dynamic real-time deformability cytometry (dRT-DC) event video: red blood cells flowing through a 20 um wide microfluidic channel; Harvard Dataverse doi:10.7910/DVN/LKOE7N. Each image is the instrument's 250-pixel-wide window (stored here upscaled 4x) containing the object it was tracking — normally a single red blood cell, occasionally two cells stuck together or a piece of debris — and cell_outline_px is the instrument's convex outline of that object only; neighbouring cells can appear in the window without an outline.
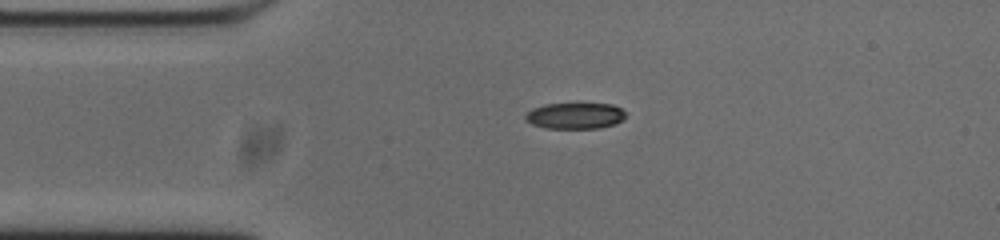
{"species": "common noctule bat (a hibernating species)", "species_latin": "Nyctalus noctula", "temperature_condition": "cold", "stored_images_in_passage": 43, "camera_frame_rate_fps": 3000, "um_per_image_px": 0.085, "animal": {"sex": "male", "body_mass_g": 20.0, "forearm_length_mm": 53.3}, "frame": {"image": 1, "passage_image": 1, "time_ms": 0.0, "image_size_px": [1000, 240], "cell_outline_px": [[624, 116], [616, 124], [600, 128], [544, 128], [532, 124], [524, 120], [524, 116], [532, 108], [544, 104], [612, 104], [620, 108], [624, 112]], "centroid_in_image_um": [48.83, 9.84], "position_along_channel_um": 36.2, "area_um2": 15.2}}
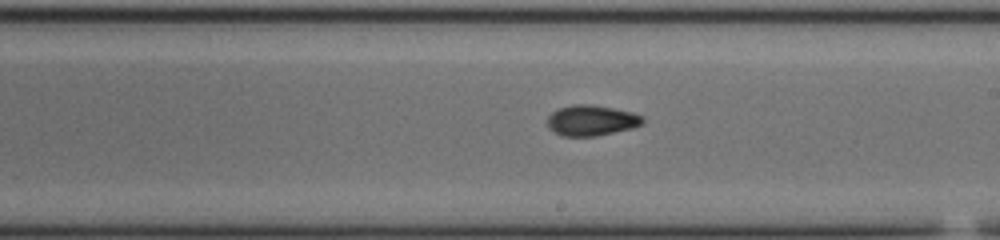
{"frame": {"image": 2, "passage_image": 19, "time_ms": 6.0, "image_size_px": [1000, 240], "cell_outline_px": [[644, 124], [632, 128], [596, 136], [560, 136], [548, 124], [548, 116], [552, 112], [560, 108], [572, 104], [588, 104], [612, 108], [632, 112], [644, 116]], "centroid_in_image_um": [50.31, 10.23], "position_along_channel_um": 238.7, "area_um2": 16.88}}
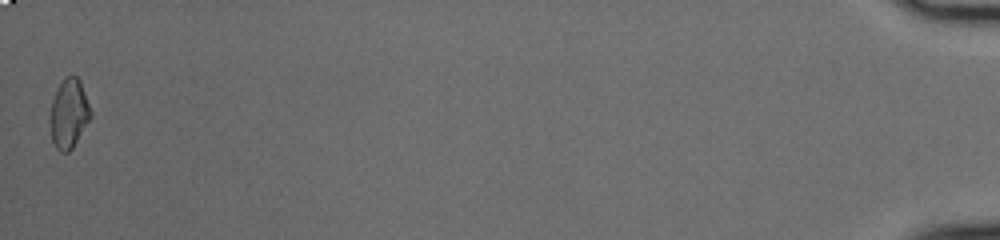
{"frame": {"image": 3, "passage_image": 43, "time_ms": 14.0, "image_size_px": [1000, 240], "cell_outline_px": [[92, 116], [72, 148], [68, 152], [60, 152], [56, 148], [52, 140], [52, 100], [60, 84], [68, 76], [76, 76], [80, 80], [92, 112]], "centroid_in_image_um": [5.9, 9.67], "position_along_channel_um": 429.3, "area_um2": 15.78}, "authors_computed_cell_mechanics": {"area_um2": 16.2418, "velocity_mm_per_s": 3.7501, "shape_relaxation_time_tau1_ms": 5.597, "shape_relaxation_time_tau2_ms": 2.0548, "deformation_change_tau1": 0.1725, "deformation_change_tau2": 0.0692}}